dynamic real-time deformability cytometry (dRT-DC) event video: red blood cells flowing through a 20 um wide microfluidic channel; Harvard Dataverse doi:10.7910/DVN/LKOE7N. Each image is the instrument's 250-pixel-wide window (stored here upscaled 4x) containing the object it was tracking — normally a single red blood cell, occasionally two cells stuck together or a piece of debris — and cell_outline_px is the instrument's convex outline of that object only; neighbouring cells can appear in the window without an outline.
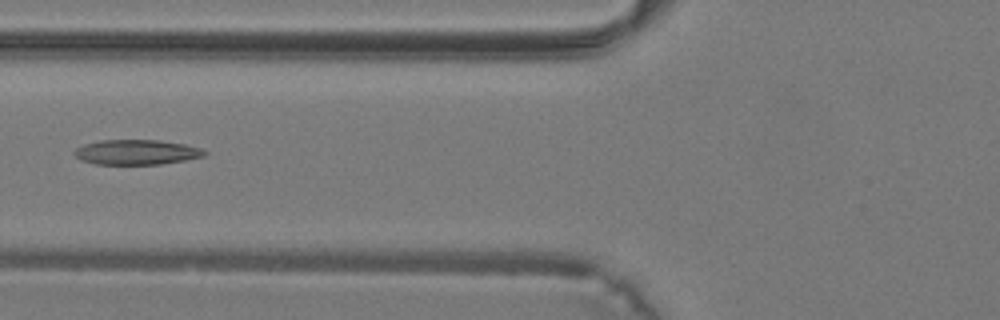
{"species": "common noctule bat (a hibernating species)", "species_latin": "Nyctalus noctula", "temperature_condition": "warm", "stored_images_in_passage": 32, "camera_frame_rate_fps": 3000, "um_per_image_px": 0.085, "animal": {"sex": "male", "body_mass_g": 19.2, "forearm_length_mm": 51.8}, "frame": {"image": 1, "passage_image": 8, "time_ms": 2.333, "image_size_px": [1000, 320], "cell_outline_px": [[208, 152], [204, 156], [184, 160], [160, 164], [96, 164], [80, 160], [72, 152], [76, 148], [84, 144], [100, 140], [160, 140], [184, 144], [200, 148]], "centroid_in_image_um": [11.58, 12.93], "position_along_channel_um": 114.2, "area_um2": 18.9}}
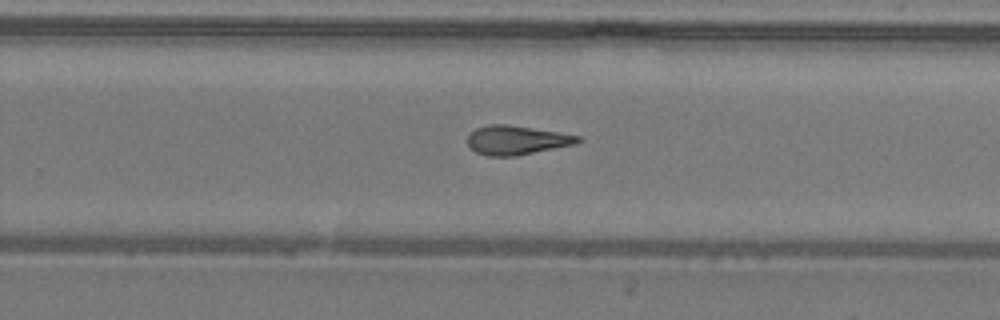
{"frame": {"image": 2, "passage_image": 18, "time_ms": 5.667, "image_size_px": [1000, 320], "cell_outline_px": [[584, 140], [576, 144], [516, 156], [488, 156], [476, 152], [468, 144], [468, 132], [476, 128], [488, 124], [508, 124], [580, 136]], "centroid_in_image_um": [43.9, 11.91], "position_along_channel_um": 285.9, "area_um2": 18.73}}
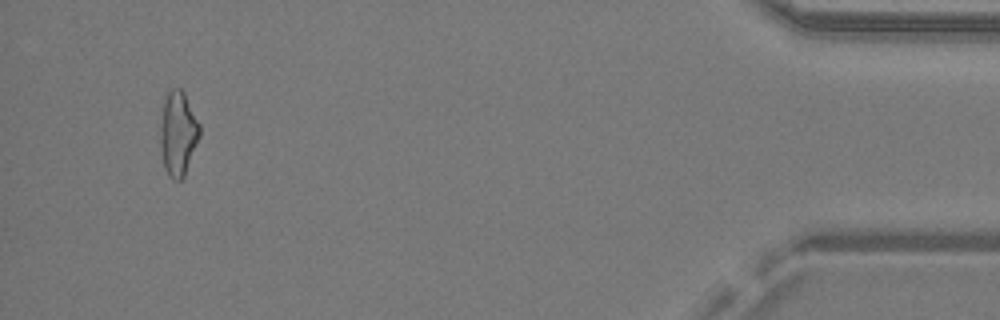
{"frame": {"image": 3, "passage_image": 30, "time_ms": 9.667, "image_size_px": [1000, 320], "cell_outline_px": [[200, 136], [184, 176], [180, 180], [172, 180], [168, 176], [164, 168], [160, 148], [160, 128], [164, 100], [168, 92], [172, 88], [180, 88], [184, 92], [200, 124]], "centroid_in_image_um": [15.13, 11.36], "position_along_channel_um": 420.1, "area_um2": 19.42}}